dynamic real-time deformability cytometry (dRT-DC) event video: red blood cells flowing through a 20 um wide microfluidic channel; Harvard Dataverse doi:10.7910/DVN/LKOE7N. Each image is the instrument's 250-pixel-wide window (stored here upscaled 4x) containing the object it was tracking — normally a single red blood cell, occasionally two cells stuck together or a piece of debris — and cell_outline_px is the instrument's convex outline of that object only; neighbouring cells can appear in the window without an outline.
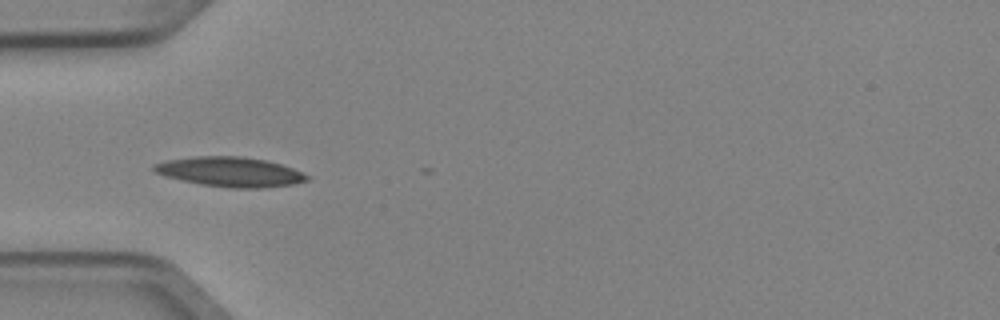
{"species": "Egyptian fruit bat (a non-hibernating species)", "species_latin": "Rousettus aegyptiacus", "temperature_condition": "cold", "stored_images_in_passage": 7, "camera_frame_rate_fps": 3000, "um_per_image_px": 0.085, "animal": {"sex": "female"}, "frame": {"image": 1, "passage_image": 5, "time_ms": 1.333, "image_size_px": [1000, 320], "cell_outline_px": [[312, 176], [308, 180], [292, 184], [260, 188], [228, 188], [200, 184], [168, 176], [156, 172], [152, 168], [156, 164], [168, 160], [192, 156], [240, 156], [264, 160], [280, 164], [292, 168]], "centroid_in_image_um": [19.61, 14.61], "position_along_channel_um": 65.4, "area_um2": 26.18}}
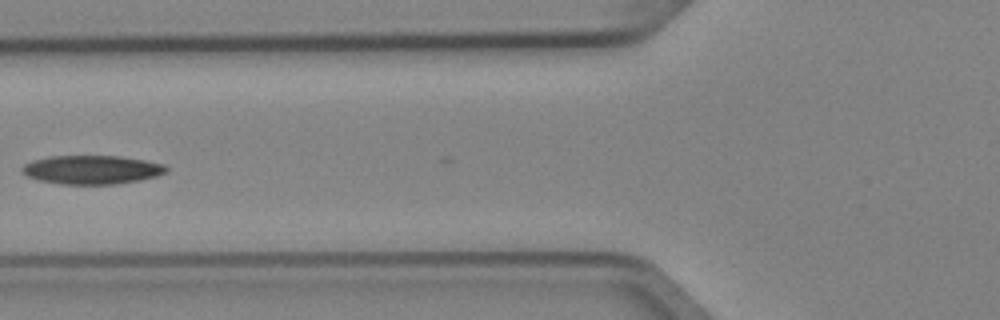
{"frame": {"image": 2, "passage_image": 6, "time_ms": 1.667, "image_size_px": [1000, 320], "cell_outline_px": [[168, 172], [156, 176], [140, 180], [116, 184], [60, 184], [36, 180], [28, 176], [20, 168], [24, 164], [32, 160], [52, 156], [116, 156], [144, 160], [164, 164], [168, 168]], "centroid_in_image_um": [7.8, 14.43], "position_along_channel_um": 118.0, "area_um2": 24.16}}
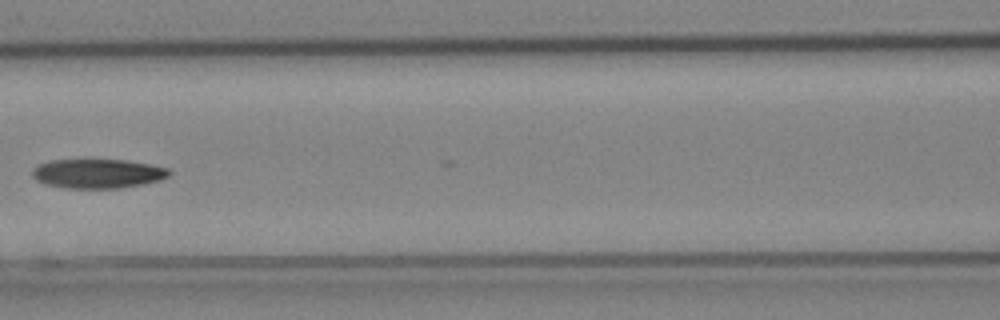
{"frame": {"image": 3, "passage_image": 7, "time_ms": 2.0, "image_size_px": [1000, 320], "cell_outline_px": [[172, 172], [168, 176], [160, 180], [144, 184], [120, 188], [64, 188], [48, 184], [36, 180], [32, 176], [32, 168], [48, 160], [124, 160], [152, 164], [168, 168]], "centroid_in_image_um": [8.32, 14.75], "position_along_channel_um": 158.3, "area_um2": 23.41}}